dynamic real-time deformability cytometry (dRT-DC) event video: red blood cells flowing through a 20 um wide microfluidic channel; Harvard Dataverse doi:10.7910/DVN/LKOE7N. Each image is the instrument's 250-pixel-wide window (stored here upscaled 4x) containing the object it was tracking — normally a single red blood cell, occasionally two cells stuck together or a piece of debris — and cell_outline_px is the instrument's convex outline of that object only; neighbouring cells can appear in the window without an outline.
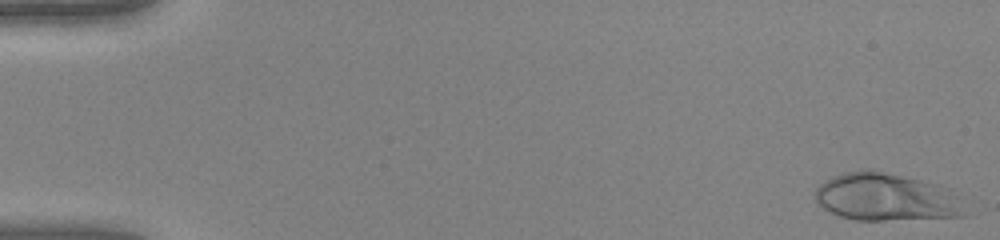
{"species": "human", "species_latin": "Homo sapiens", "temperature_condition": "warm", "stored_images_in_passage": 27, "camera_frame_rate_fps": 3000, "um_per_image_px": 0.085, "donor": {"sex": "female"}, "frame": {"image": 1, "passage_image": 1, "time_ms": 0.0, "image_size_px": [1000, 240], "cell_outline_px": [[968, 216], [884, 220], [856, 220], [840, 216], [816, 204], [816, 188], [820, 184], [832, 176], [844, 172], [864, 168], [872, 168], [920, 180], [948, 188]], "centroid_in_image_um": [75.24, 16.74], "position_along_channel_um": 9.8, "area_um2": 41.33}}
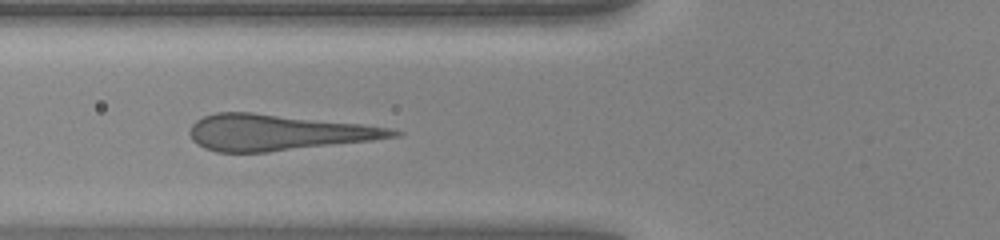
{"frame": {"image": 2, "passage_image": 19, "time_ms": 6.0, "image_size_px": [1000, 240], "cell_outline_px": [[404, 132], [400, 136], [372, 140], [268, 152], [216, 152], [204, 148], [192, 140], [188, 132], [192, 124], [196, 120], [204, 116], [216, 112], [252, 112], [360, 124], [392, 128]], "centroid_in_image_um": [23.58, 11.26], "position_along_channel_um": 102.2, "area_um2": 42.48}}
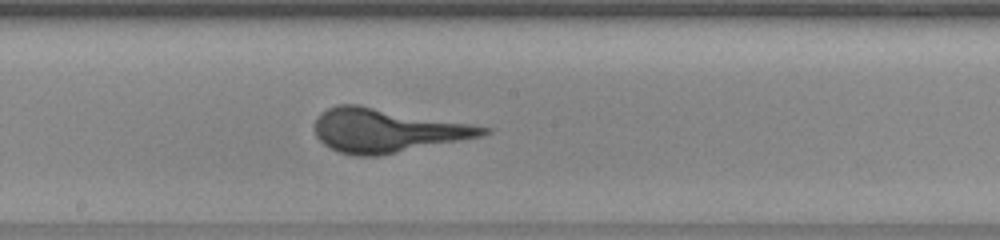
{"frame": {"image": 3, "passage_image": 27, "time_ms": 8.667, "image_size_px": [1000, 240], "cell_outline_px": [[492, 132], [484, 136], [376, 156], [360, 156], [340, 152], [328, 148], [316, 136], [316, 116], [320, 112], [336, 104], [356, 104], [472, 124], [492, 128]], "centroid_in_image_um": [32.89, 11.08], "position_along_channel_um": 215.3, "area_um2": 42.71}}